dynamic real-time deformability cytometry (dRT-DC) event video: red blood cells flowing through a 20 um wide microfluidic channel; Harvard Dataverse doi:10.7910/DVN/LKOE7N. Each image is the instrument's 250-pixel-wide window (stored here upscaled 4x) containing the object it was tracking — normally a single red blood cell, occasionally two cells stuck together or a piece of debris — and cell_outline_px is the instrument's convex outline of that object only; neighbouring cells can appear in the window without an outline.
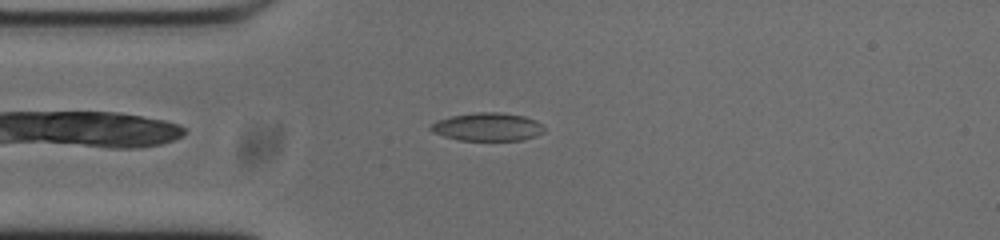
{"species": "common noctule bat (a hibernating species)", "species_latin": "Nyctalus noctula", "temperature_condition": "cold", "stored_images_in_passage": 45, "camera_frame_rate_fps": 3000, "um_per_image_px": 0.085, "animal": {"sex": "male", "body_mass_g": 20.0, "forearm_length_mm": 53.3}, "frame": {"image": 1, "passage_image": 4, "time_ms": 1.0, "image_size_px": [1000, 240], "cell_outline_px": [[544, 132], [536, 136], [524, 140], [460, 140], [444, 136], [432, 132], [428, 128], [432, 124], [440, 120], [452, 116], [476, 112], [500, 112], [524, 116], [536, 120], [544, 124]], "centroid_in_image_um": [41.49, 10.78], "position_along_channel_um": 43.5, "area_um2": 18.61}}
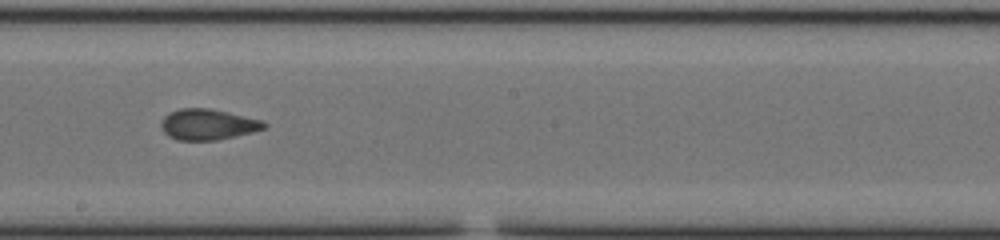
{"frame": {"image": 2, "passage_image": 20, "time_ms": 6.333, "image_size_px": [1000, 240], "cell_outline_px": [[268, 124], [264, 128], [252, 132], [216, 140], [176, 140], [168, 136], [164, 132], [160, 124], [160, 120], [168, 112], [180, 108], [208, 108], [228, 112], [264, 120]], "centroid_in_image_um": [17.64, 10.57], "position_along_channel_um": 230.6, "area_um2": 18.61}}
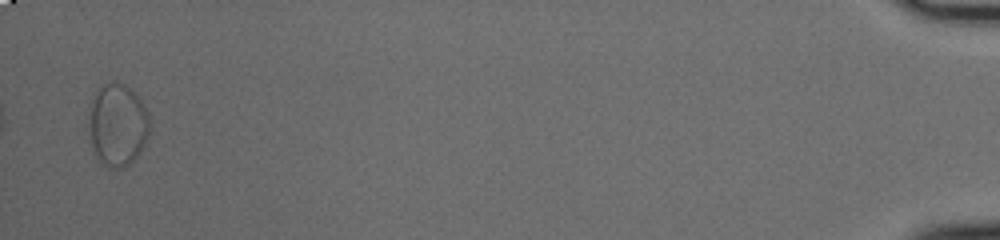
{"frame": {"image": 3, "passage_image": 44, "time_ms": 14.333, "image_size_px": [1000, 240], "cell_outline_px": [[148, 136], [140, 152], [132, 164], [120, 168], [112, 168], [104, 164], [100, 160], [92, 144], [88, 124], [92, 100], [96, 88], [112, 80], [124, 84], [136, 92], [144, 104], [148, 112]], "centroid_in_image_um": [10.01, 10.57], "position_along_channel_um": 425.2, "area_um2": 29.3}, "authors_computed_cell_mechanics": {"area_um2": 18.3804, "velocity_mm_per_s": 3.7127, "shape_relaxation_time_tau1_ms": 10.4872, "shape_relaxation_time_tau2_ms": 1.6917, "deformation_change_tau1": 0.22, "deformation_change_tau2": 0.094}}